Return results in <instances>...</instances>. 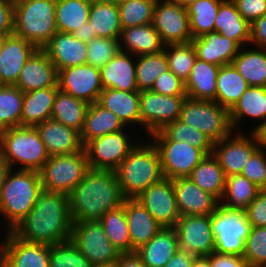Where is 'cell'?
<instances>
[{
    "instance_id": "1",
    "label": "cell",
    "mask_w": 266,
    "mask_h": 267,
    "mask_svg": "<svg viewBox=\"0 0 266 267\" xmlns=\"http://www.w3.org/2000/svg\"><path fill=\"white\" fill-rule=\"evenodd\" d=\"M68 195L43 190L26 217L11 232L21 240L53 245L71 239Z\"/></svg>"
},
{
    "instance_id": "2",
    "label": "cell",
    "mask_w": 266,
    "mask_h": 267,
    "mask_svg": "<svg viewBox=\"0 0 266 267\" xmlns=\"http://www.w3.org/2000/svg\"><path fill=\"white\" fill-rule=\"evenodd\" d=\"M125 199L115 171L89 168L83 180L68 194L72 222L99 221Z\"/></svg>"
},
{
    "instance_id": "3",
    "label": "cell",
    "mask_w": 266,
    "mask_h": 267,
    "mask_svg": "<svg viewBox=\"0 0 266 267\" xmlns=\"http://www.w3.org/2000/svg\"><path fill=\"white\" fill-rule=\"evenodd\" d=\"M43 191L40 173L10 169L0 190V213L11 231L34 207Z\"/></svg>"
},
{
    "instance_id": "4",
    "label": "cell",
    "mask_w": 266,
    "mask_h": 267,
    "mask_svg": "<svg viewBox=\"0 0 266 267\" xmlns=\"http://www.w3.org/2000/svg\"><path fill=\"white\" fill-rule=\"evenodd\" d=\"M141 143L130 151L115 170L126 199H135L150 185L164 178L157 148L153 142Z\"/></svg>"
},
{
    "instance_id": "5",
    "label": "cell",
    "mask_w": 266,
    "mask_h": 267,
    "mask_svg": "<svg viewBox=\"0 0 266 267\" xmlns=\"http://www.w3.org/2000/svg\"><path fill=\"white\" fill-rule=\"evenodd\" d=\"M0 154L9 165L23 166L20 170L40 171L48 161L45 149L36 127L16 126L0 131Z\"/></svg>"
},
{
    "instance_id": "6",
    "label": "cell",
    "mask_w": 266,
    "mask_h": 267,
    "mask_svg": "<svg viewBox=\"0 0 266 267\" xmlns=\"http://www.w3.org/2000/svg\"><path fill=\"white\" fill-rule=\"evenodd\" d=\"M56 0H26L14 7L13 34L43 49L57 32Z\"/></svg>"
},
{
    "instance_id": "7",
    "label": "cell",
    "mask_w": 266,
    "mask_h": 267,
    "mask_svg": "<svg viewBox=\"0 0 266 267\" xmlns=\"http://www.w3.org/2000/svg\"><path fill=\"white\" fill-rule=\"evenodd\" d=\"M89 165L85 150L49 156L39 171L43 190L68 195L84 178Z\"/></svg>"
},
{
    "instance_id": "8",
    "label": "cell",
    "mask_w": 266,
    "mask_h": 267,
    "mask_svg": "<svg viewBox=\"0 0 266 267\" xmlns=\"http://www.w3.org/2000/svg\"><path fill=\"white\" fill-rule=\"evenodd\" d=\"M179 119L206 134L213 143L232 135L234 131L229 110L215 101L186 97Z\"/></svg>"
},
{
    "instance_id": "9",
    "label": "cell",
    "mask_w": 266,
    "mask_h": 267,
    "mask_svg": "<svg viewBox=\"0 0 266 267\" xmlns=\"http://www.w3.org/2000/svg\"><path fill=\"white\" fill-rule=\"evenodd\" d=\"M215 252L242 256L251 224L244 210H229L219 205L211 214Z\"/></svg>"
},
{
    "instance_id": "10",
    "label": "cell",
    "mask_w": 266,
    "mask_h": 267,
    "mask_svg": "<svg viewBox=\"0 0 266 267\" xmlns=\"http://www.w3.org/2000/svg\"><path fill=\"white\" fill-rule=\"evenodd\" d=\"M70 240L93 266H113L121 254L99 221L73 222Z\"/></svg>"
},
{
    "instance_id": "11",
    "label": "cell",
    "mask_w": 266,
    "mask_h": 267,
    "mask_svg": "<svg viewBox=\"0 0 266 267\" xmlns=\"http://www.w3.org/2000/svg\"><path fill=\"white\" fill-rule=\"evenodd\" d=\"M187 95L167 96L151 90L139 91L140 125L148 135L178 120Z\"/></svg>"
},
{
    "instance_id": "12",
    "label": "cell",
    "mask_w": 266,
    "mask_h": 267,
    "mask_svg": "<svg viewBox=\"0 0 266 267\" xmlns=\"http://www.w3.org/2000/svg\"><path fill=\"white\" fill-rule=\"evenodd\" d=\"M174 229L177 249L196 256H209L215 251L211 215L180 216Z\"/></svg>"
},
{
    "instance_id": "13",
    "label": "cell",
    "mask_w": 266,
    "mask_h": 267,
    "mask_svg": "<svg viewBox=\"0 0 266 267\" xmlns=\"http://www.w3.org/2000/svg\"><path fill=\"white\" fill-rule=\"evenodd\" d=\"M126 134L121 130L89 141L84 146L89 168L115 171L138 144L130 143Z\"/></svg>"
},
{
    "instance_id": "14",
    "label": "cell",
    "mask_w": 266,
    "mask_h": 267,
    "mask_svg": "<svg viewBox=\"0 0 266 267\" xmlns=\"http://www.w3.org/2000/svg\"><path fill=\"white\" fill-rule=\"evenodd\" d=\"M157 0L153 26L165 46L192 42L188 11L176 0Z\"/></svg>"
},
{
    "instance_id": "15",
    "label": "cell",
    "mask_w": 266,
    "mask_h": 267,
    "mask_svg": "<svg viewBox=\"0 0 266 267\" xmlns=\"http://www.w3.org/2000/svg\"><path fill=\"white\" fill-rule=\"evenodd\" d=\"M160 156L163 175L171 180L188 177L206 154L187 142L153 141Z\"/></svg>"
},
{
    "instance_id": "16",
    "label": "cell",
    "mask_w": 266,
    "mask_h": 267,
    "mask_svg": "<svg viewBox=\"0 0 266 267\" xmlns=\"http://www.w3.org/2000/svg\"><path fill=\"white\" fill-rule=\"evenodd\" d=\"M57 85L60 91L88 104L98 102L104 89L100 69L88 64L58 70Z\"/></svg>"
},
{
    "instance_id": "17",
    "label": "cell",
    "mask_w": 266,
    "mask_h": 267,
    "mask_svg": "<svg viewBox=\"0 0 266 267\" xmlns=\"http://www.w3.org/2000/svg\"><path fill=\"white\" fill-rule=\"evenodd\" d=\"M137 199L163 228H174L180 218L173 181L163 178L146 188Z\"/></svg>"
},
{
    "instance_id": "18",
    "label": "cell",
    "mask_w": 266,
    "mask_h": 267,
    "mask_svg": "<svg viewBox=\"0 0 266 267\" xmlns=\"http://www.w3.org/2000/svg\"><path fill=\"white\" fill-rule=\"evenodd\" d=\"M0 267H49L50 245L27 242L6 231Z\"/></svg>"
},
{
    "instance_id": "19",
    "label": "cell",
    "mask_w": 266,
    "mask_h": 267,
    "mask_svg": "<svg viewBox=\"0 0 266 267\" xmlns=\"http://www.w3.org/2000/svg\"><path fill=\"white\" fill-rule=\"evenodd\" d=\"M251 139L235 134L214 142L212 154L217 158L225 176L241 174L247 161L259 148L257 137L251 132Z\"/></svg>"
},
{
    "instance_id": "20",
    "label": "cell",
    "mask_w": 266,
    "mask_h": 267,
    "mask_svg": "<svg viewBox=\"0 0 266 267\" xmlns=\"http://www.w3.org/2000/svg\"><path fill=\"white\" fill-rule=\"evenodd\" d=\"M172 181L180 216L211 215L220 205L215 196L200 189L190 178L181 177Z\"/></svg>"
},
{
    "instance_id": "21",
    "label": "cell",
    "mask_w": 266,
    "mask_h": 267,
    "mask_svg": "<svg viewBox=\"0 0 266 267\" xmlns=\"http://www.w3.org/2000/svg\"><path fill=\"white\" fill-rule=\"evenodd\" d=\"M58 71L43 49H37L22 67L16 85L22 92L58 87Z\"/></svg>"
},
{
    "instance_id": "22",
    "label": "cell",
    "mask_w": 266,
    "mask_h": 267,
    "mask_svg": "<svg viewBox=\"0 0 266 267\" xmlns=\"http://www.w3.org/2000/svg\"><path fill=\"white\" fill-rule=\"evenodd\" d=\"M49 156L77 153L84 149L80 132L49 118L36 126Z\"/></svg>"
},
{
    "instance_id": "23",
    "label": "cell",
    "mask_w": 266,
    "mask_h": 267,
    "mask_svg": "<svg viewBox=\"0 0 266 267\" xmlns=\"http://www.w3.org/2000/svg\"><path fill=\"white\" fill-rule=\"evenodd\" d=\"M36 50L23 38L8 35L0 50V85H16L22 67Z\"/></svg>"
},
{
    "instance_id": "24",
    "label": "cell",
    "mask_w": 266,
    "mask_h": 267,
    "mask_svg": "<svg viewBox=\"0 0 266 267\" xmlns=\"http://www.w3.org/2000/svg\"><path fill=\"white\" fill-rule=\"evenodd\" d=\"M43 50L57 71L86 64L87 43L81 42L71 33L57 31Z\"/></svg>"
},
{
    "instance_id": "25",
    "label": "cell",
    "mask_w": 266,
    "mask_h": 267,
    "mask_svg": "<svg viewBox=\"0 0 266 267\" xmlns=\"http://www.w3.org/2000/svg\"><path fill=\"white\" fill-rule=\"evenodd\" d=\"M192 44L199 60L220 67L232 64L240 49H243L237 42L221 36L218 32H211L194 38Z\"/></svg>"
},
{
    "instance_id": "26",
    "label": "cell",
    "mask_w": 266,
    "mask_h": 267,
    "mask_svg": "<svg viewBox=\"0 0 266 267\" xmlns=\"http://www.w3.org/2000/svg\"><path fill=\"white\" fill-rule=\"evenodd\" d=\"M125 215L131 252H136L163 228L137 199H125Z\"/></svg>"
},
{
    "instance_id": "27",
    "label": "cell",
    "mask_w": 266,
    "mask_h": 267,
    "mask_svg": "<svg viewBox=\"0 0 266 267\" xmlns=\"http://www.w3.org/2000/svg\"><path fill=\"white\" fill-rule=\"evenodd\" d=\"M133 56L130 53L120 51L100 69L101 83L104 89L114 88L128 92L138 91L136 85V60Z\"/></svg>"
},
{
    "instance_id": "28",
    "label": "cell",
    "mask_w": 266,
    "mask_h": 267,
    "mask_svg": "<svg viewBox=\"0 0 266 267\" xmlns=\"http://www.w3.org/2000/svg\"><path fill=\"white\" fill-rule=\"evenodd\" d=\"M119 43L122 52L130 53L134 57L156 54L164 50L165 47L153 24L122 29Z\"/></svg>"
},
{
    "instance_id": "29",
    "label": "cell",
    "mask_w": 266,
    "mask_h": 267,
    "mask_svg": "<svg viewBox=\"0 0 266 267\" xmlns=\"http://www.w3.org/2000/svg\"><path fill=\"white\" fill-rule=\"evenodd\" d=\"M219 68L220 66L197 58L192 67L191 74L185 82L187 98L215 101Z\"/></svg>"
},
{
    "instance_id": "30",
    "label": "cell",
    "mask_w": 266,
    "mask_h": 267,
    "mask_svg": "<svg viewBox=\"0 0 266 267\" xmlns=\"http://www.w3.org/2000/svg\"><path fill=\"white\" fill-rule=\"evenodd\" d=\"M126 127L117 115L98 102H94L89 104L86 111L84 125L80 132L82 144L85 146L95 138L124 130Z\"/></svg>"
},
{
    "instance_id": "31",
    "label": "cell",
    "mask_w": 266,
    "mask_h": 267,
    "mask_svg": "<svg viewBox=\"0 0 266 267\" xmlns=\"http://www.w3.org/2000/svg\"><path fill=\"white\" fill-rule=\"evenodd\" d=\"M177 234L174 228H162L136 250L146 267H164L176 254Z\"/></svg>"
},
{
    "instance_id": "32",
    "label": "cell",
    "mask_w": 266,
    "mask_h": 267,
    "mask_svg": "<svg viewBox=\"0 0 266 267\" xmlns=\"http://www.w3.org/2000/svg\"><path fill=\"white\" fill-rule=\"evenodd\" d=\"M98 103L117 115L125 126L131 123L140 125L139 91L103 89Z\"/></svg>"
},
{
    "instance_id": "33",
    "label": "cell",
    "mask_w": 266,
    "mask_h": 267,
    "mask_svg": "<svg viewBox=\"0 0 266 267\" xmlns=\"http://www.w3.org/2000/svg\"><path fill=\"white\" fill-rule=\"evenodd\" d=\"M58 87H47L24 93L21 126L36 127L51 118Z\"/></svg>"
},
{
    "instance_id": "34",
    "label": "cell",
    "mask_w": 266,
    "mask_h": 267,
    "mask_svg": "<svg viewBox=\"0 0 266 267\" xmlns=\"http://www.w3.org/2000/svg\"><path fill=\"white\" fill-rule=\"evenodd\" d=\"M214 32L237 42L241 47L250 41V24L238 12L232 0H224L218 9Z\"/></svg>"
},
{
    "instance_id": "35",
    "label": "cell",
    "mask_w": 266,
    "mask_h": 267,
    "mask_svg": "<svg viewBox=\"0 0 266 267\" xmlns=\"http://www.w3.org/2000/svg\"><path fill=\"white\" fill-rule=\"evenodd\" d=\"M229 113L233 130L247 116L264 120L253 128L254 132L260 125L266 123V87L249 86Z\"/></svg>"
},
{
    "instance_id": "36",
    "label": "cell",
    "mask_w": 266,
    "mask_h": 267,
    "mask_svg": "<svg viewBox=\"0 0 266 267\" xmlns=\"http://www.w3.org/2000/svg\"><path fill=\"white\" fill-rule=\"evenodd\" d=\"M88 21L97 37L119 39L122 26L118 4L114 1L91 3Z\"/></svg>"
},
{
    "instance_id": "37",
    "label": "cell",
    "mask_w": 266,
    "mask_h": 267,
    "mask_svg": "<svg viewBox=\"0 0 266 267\" xmlns=\"http://www.w3.org/2000/svg\"><path fill=\"white\" fill-rule=\"evenodd\" d=\"M200 189L215 196L221 201L226 176L217 158L211 153L206 155L188 176Z\"/></svg>"
},
{
    "instance_id": "38",
    "label": "cell",
    "mask_w": 266,
    "mask_h": 267,
    "mask_svg": "<svg viewBox=\"0 0 266 267\" xmlns=\"http://www.w3.org/2000/svg\"><path fill=\"white\" fill-rule=\"evenodd\" d=\"M216 85L215 102L229 111L249 87L247 81L233 64L223 65L219 68Z\"/></svg>"
},
{
    "instance_id": "39",
    "label": "cell",
    "mask_w": 266,
    "mask_h": 267,
    "mask_svg": "<svg viewBox=\"0 0 266 267\" xmlns=\"http://www.w3.org/2000/svg\"><path fill=\"white\" fill-rule=\"evenodd\" d=\"M151 137L154 141L187 142L193 147L200 148L206 155L213 151L214 143L206 134L180 119L167 124L160 131L153 133Z\"/></svg>"
},
{
    "instance_id": "40",
    "label": "cell",
    "mask_w": 266,
    "mask_h": 267,
    "mask_svg": "<svg viewBox=\"0 0 266 267\" xmlns=\"http://www.w3.org/2000/svg\"><path fill=\"white\" fill-rule=\"evenodd\" d=\"M232 64L249 86L266 87V48L240 49Z\"/></svg>"
},
{
    "instance_id": "41",
    "label": "cell",
    "mask_w": 266,
    "mask_h": 267,
    "mask_svg": "<svg viewBox=\"0 0 266 267\" xmlns=\"http://www.w3.org/2000/svg\"><path fill=\"white\" fill-rule=\"evenodd\" d=\"M89 104L58 90L54 99L51 118L81 132Z\"/></svg>"
},
{
    "instance_id": "42",
    "label": "cell",
    "mask_w": 266,
    "mask_h": 267,
    "mask_svg": "<svg viewBox=\"0 0 266 267\" xmlns=\"http://www.w3.org/2000/svg\"><path fill=\"white\" fill-rule=\"evenodd\" d=\"M260 190L257 185L241 174L227 176L220 205L229 210H245Z\"/></svg>"
},
{
    "instance_id": "43",
    "label": "cell",
    "mask_w": 266,
    "mask_h": 267,
    "mask_svg": "<svg viewBox=\"0 0 266 267\" xmlns=\"http://www.w3.org/2000/svg\"><path fill=\"white\" fill-rule=\"evenodd\" d=\"M91 3L86 0H56L57 31L73 33L88 21Z\"/></svg>"
},
{
    "instance_id": "44",
    "label": "cell",
    "mask_w": 266,
    "mask_h": 267,
    "mask_svg": "<svg viewBox=\"0 0 266 267\" xmlns=\"http://www.w3.org/2000/svg\"><path fill=\"white\" fill-rule=\"evenodd\" d=\"M110 242L121 252L131 253V240L124 203L107 211L99 220Z\"/></svg>"
},
{
    "instance_id": "45",
    "label": "cell",
    "mask_w": 266,
    "mask_h": 267,
    "mask_svg": "<svg viewBox=\"0 0 266 267\" xmlns=\"http://www.w3.org/2000/svg\"><path fill=\"white\" fill-rule=\"evenodd\" d=\"M224 0H198L187 8L192 38L214 32L215 19Z\"/></svg>"
},
{
    "instance_id": "46",
    "label": "cell",
    "mask_w": 266,
    "mask_h": 267,
    "mask_svg": "<svg viewBox=\"0 0 266 267\" xmlns=\"http://www.w3.org/2000/svg\"><path fill=\"white\" fill-rule=\"evenodd\" d=\"M24 92L15 85H0V131L21 126Z\"/></svg>"
},
{
    "instance_id": "47",
    "label": "cell",
    "mask_w": 266,
    "mask_h": 267,
    "mask_svg": "<svg viewBox=\"0 0 266 267\" xmlns=\"http://www.w3.org/2000/svg\"><path fill=\"white\" fill-rule=\"evenodd\" d=\"M135 59L138 91L151 90L158 76L169 69L164 50L156 54L139 55Z\"/></svg>"
},
{
    "instance_id": "48",
    "label": "cell",
    "mask_w": 266,
    "mask_h": 267,
    "mask_svg": "<svg viewBox=\"0 0 266 267\" xmlns=\"http://www.w3.org/2000/svg\"><path fill=\"white\" fill-rule=\"evenodd\" d=\"M169 70L182 81L189 78L197 53L192 42L171 44L164 47Z\"/></svg>"
},
{
    "instance_id": "49",
    "label": "cell",
    "mask_w": 266,
    "mask_h": 267,
    "mask_svg": "<svg viewBox=\"0 0 266 267\" xmlns=\"http://www.w3.org/2000/svg\"><path fill=\"white\" fill-rule=\"evenodd\" d=\"M157 0H126L118 4L122 29L153 23Z\"/></svg>"
},
{
    "instance_id": "50",
    "label": "cell",
    "mask_w": 266,
    "mask_h": 267,
    "mask_svg": "<svg viewBox=\"0 0 266 267\" xmlns=\"http://www.w3.org/2000/svg\"><path fill=\"white\" fill-rule=\"evenodd\" d=\"M92 266L71 240L50 245L49 267Z\"/></svg>"
},
{
    "instance_id": "51",
    "label": "cell",
    "mask_w": 266,
    "mask_h": 267,
    "mask_svg": "<svg viewBox=\"0 0 266 267\" xmlns=\"http://www.w3.org/2000/svg\"><path fill=\"white\" fill-rule=\"evenodd\" d=\"M120 51L119 39L95 37L87 43L86 64L101 69Z\"/></svg>"
},
{
    "instance_id": "52",
    "label": "cell",
    "mask_w": 266,
    "mask_h": 267,
    "mask_svg": "<svg viewBox=\"0 0 266 267\" xmlns=\"http://www.w3.org/2000/svg\"><path fill=\"white\" fill-rule=\"evenodd\" d=\"M242 257L248 267L266 266V227H251Z\"/></svg>"
},
{
    "instance_id": "53",
    "label": "cell",
    "mask_w": 266,
    "mask_h": 267,
    "mask_svg": "<svg viewBox=\"0 0 266 267\" xmlns=\"http://www.w3.org/2000/svg\"><path fill=\"white\" fill-rule=\"evenodd\" d=\"M258 148L245 164L241 175L245 176L260 189H266V153Z\"/></svg>"
},
{
    "instance_id": "54",
    "label": "cell",
    "mask_w": 266,
    "mask_h": 267,
    "mask_svg": "<svg viewBox=\"0 0 266 267\" xmlns=\"http://www.w3.org/2000/svg\"><path fill=\"white\" fill-rule=\"evenodd\" d=\"M151 91L167 96L186 95L185 82L169 69L158 76Z\"/></svg>"
},
{
    "instance_id": "55",
    "label": "cell",
    "mask_w": 266,
    "mask_h": 267,
    "mask_svg": "<svg viewBox=\"0 0 266 267\" xmlns=\"http://www.w3.org/2000/svg\"><path fill=\"white\" fill-rule=\"evenodd\" d=\"M244 211L252 227H266V189H261Z\"/></svg>"
},
{
    "instance_id": "56",
    "label": "cell",
    "mask_w": 266,
    "mask_h": 267,
    "mask_svg": "<svg viewBox=\"0 0 266 267\" xmlns=\"http://www.w3.org/2000/svg\"><path fill=\"white\" fill-rule=\"evenodd\" d=\"M238 12L251 25L266 14V0H232Z\"/></svg>"
},
{
    "instance_id": "57",
    "label": "cell",
    "mask_w": 266,
    "mask_h": 267,
    "mask_svg": "<svg viewBox=\"0 0 266 267\" xmlns=\"http://www.w3.org/2000/svg\"><path fill=\"white\" fill-rule=\"evenodd\" d=\"M211 267H248L247 261L239 255L212 252L209 255Z\"/></svg>"
},
{
    "instance_id": "58",
    "label": "cell",
    "mask_w": 266,
    "mask_h": 267,
    "mask_svg": "<svg viewBox=\"0 0 266 267\" xmlns=\"http://www.w3.org/2000/svg\"><path fill=\"white\" fill-rule=\"evenodd\" d=\"M258 48H266V14L250 25V41Z\"/></svg>"
},
{
    "instance_id": "59",
    "label": "cell",
    "mask_w": 266,
    "mask_h": 267,
    "mask_svg": "<svg viewBox=\"0 0 266 267\" xmlns=\"http://www.w3.org/2000/svg\"><path fill=\"white\" fill-rule=\"evenodd\" d=\"M14 7L0 0V33L13 34Z\"/></svg>"
},
{
    "instance_id": "60",
    "label": "cell",
    "mask_w": 266,
    "mask_h": 267,
    "mask_svg": "<svg viewBox=\"0 0 266 267\" xmlns=\"http://www.w3.org/2000/svg\"><path fill=\"white\" fill-rule=\"evenodd\" d=\"M113 267H146L136 252L121 253Z\"/></svg>"
},
{
    "instance_id": "61",
    "label": "cell",
    "mask_w": 266,
    "mask_h": 267,
    "mask_svg": "<svg viewBox=\"0 0 266 267\" xmlns=\"http://www.w3.org/2000/svg\"><path fill=\"white\" fill-rule=\"evenodd\" d=\"M195 257L196 255L177 249L176 254L164 267H191Z\"/></svg>"
},
{
    "instance_id": "62",
    "label": "cell",
    "mask_w": 266,
    "mask_h": 267,
    "mask_svg": "<svg viewBox=\"0 0 266 267\" xmlns=\"http://www.w3.org/2000/svg\"><path fill=\"white\" fill-rule=\"evenodd\" d=\"M74 37L84 43H88L96 36V31L91 28V23L89 21L82 24L78 29L71 33Z\"/></svg>"
},
{
    "instance_id": "63",
    "label": "cell",
    "mask_w": 266,
    "mask_h": 267,
    "mask_svg": "<svg viewBox=\"0 0 266 267\" xmlns=\"http://www.w3.org/2000/svg\"><path fill=\"white\" fill-rule=\"evenodd\" d=\"M253 133L257 137L259 148H266V123L260 125Z\"/></svg>"
},
{
    "instance_id": "64",
    "label": "cell",
    "mask_w": 266,
    "mask_h": 267,
    "mask_svg": "<svg viewBox=\"0 0 266 267\" xmlns=\"http://www.w3.org/2000/svg\"><path fill=\"white\" fill-rule=\"evenodd\" d=\"M9 170H10L9 165L6 163V161L2 158L0 154V190Z\"/></svg>"
},
{
    "instance_id": "65",
    "label": "cell",
    "mask_w": 266,
    "mask_h": 267,
    "mask_svg": "<svg viewBox=\"0 0 266 267\" xmlns=\"http://www.w3.org/2000/svg\"><path fill=\"white\" fill-rule=\"evenodd\" d=\"M191 267H211L209 256H196Z\"/></svg>"
},
{
    "instance_id": "66",
    "label": "cell",
    "mask_w": 266,
    "mask_h": 267,
    "mask_svg": "<svg viewBox=\"0 0 266 267\" xmlns=\"http://www.w3.org/2000/svg\"><path fill=\"white\" fill-rule=\"evenodd\" d=\"M179 4H181L184 8H188L198 0H176Z\"/></svg>"
},
{
    "instance_id": "67",
    "label": "cell",
    "mask_w": 266,
    "mask_h": 267,
    "mask_svg": "<svg viewBox=\"0 0 266 267\" xmlns=\"http://www.w3.org/2000/svg\"><path fill=\"white\" fill-rule=\"evenodd\" d=\"M5 1L7 4L15 7L16 5L22 3L23 1H26V0H3Z\"/></svg>"
},
{
    "instance_id": "68",
    "label": "cell",
    "mask_w": 266,
    "mask_h": 267,
    "mask_svg": "<svg viewBox=\"0 0 266 267\" xmlns=\"http://www.w3.org/2000/svg\"><path fill=\"white\" fill-rule=\"evenodd\" d=\"M8 35H11V34L0 33V50L2 49L3 44Z\"/></svg>"
},
{
    "instance_id": "69",
    "label": "cell",
    "mask_w": 266,
    "mask_h": 267,
    "mask_svg": "<svg viewBox=\"0 0 266 267\" xmlns=\"http://www.w3.org/2000/svg\"><path fill=\"white\" fill-rule=\"evenodd\" d=\"M89 3H94V2H101V1H106V0H86Z\"/></svg>"
},
{
    "instance_id": "70",
    "label": "cell",
    "mask_w": 266,
    "mask_h": 267,
    "mask_svg": "<svg viewBox=\"0 0 266 267\" xmlns=\"http://www.w3.org/2000/svg\"><path fill=\"white\" fill-rule=\"evenodd\" d=\"M92 267H113V266H109V265H98V266H92Z\"/></svg>"
},
{
    "instance_id": "71",
    "label": "cell",
    "mask_w": 266,
    "mask_h": 267,
    "mask_svg": "<svg viewBox=\"0 0 266 267\" xmlns=\"http://www.w3.org/2000/svg\"><path fill=\"white\" fill-rule=\"evenodd\" d=\"M112 1H114L117 4H119V3L123 2V1H126V0H112Z\"/></svg>"
}]
</instances>
